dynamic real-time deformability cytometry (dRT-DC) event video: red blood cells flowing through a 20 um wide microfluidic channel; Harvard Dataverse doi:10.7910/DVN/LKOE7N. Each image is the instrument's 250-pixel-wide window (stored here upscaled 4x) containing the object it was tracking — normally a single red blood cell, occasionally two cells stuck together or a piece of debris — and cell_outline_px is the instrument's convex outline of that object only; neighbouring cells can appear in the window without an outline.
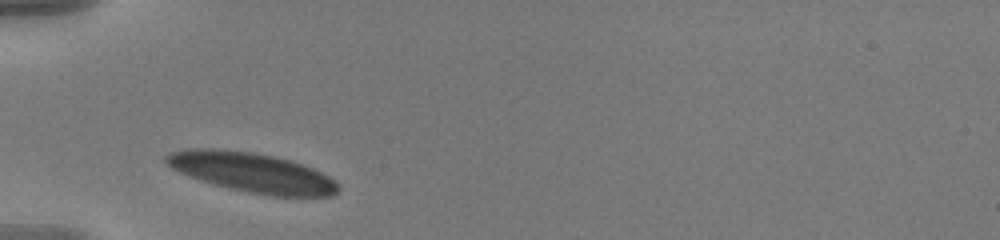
{"species": "human", "species_latin": "Homo sapiens", "temperature_condition": "warm", "stored_images_in_passage": 5, "camera_frame_rate_fps": 3000, "um_per_image_px": 0.085, "donor": {"sex": "male"}, "frame": {"image": 1, "passage_image": 1, "time_ms": 0.0, "image_size_px": [1000, 240], "cell_outline_px": [[340, 192], [332, 196], [272, 196], [248, 192], [216, 184], [180, 172], [172, 168], [164, 160], [164, 156], [168, 152], [188, 148], [212, 148], [252, 152], [292, 160], [304, 164], [328, 176], [340, 184]], "centroid_in_image_um": [21.47, 14.65], "position_along_channel_um": 63.5, "area_um2": 39.54}}
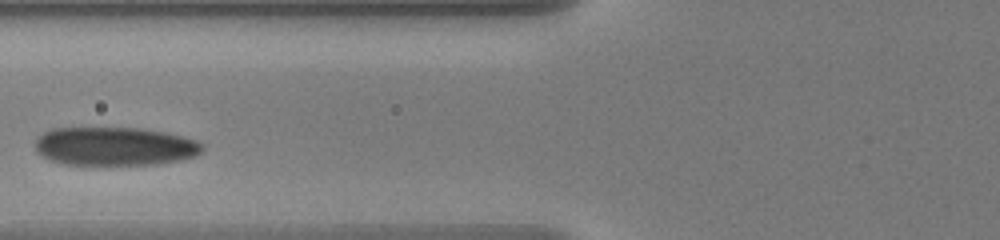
{"frame": {"image": 2, "passage_image": 3, "time_ms": 0.667, "image_size_px": [1000, 240], "cell_outline_px": [[204, 148], [200, 152], [192, 156], [180, 160], [156, 164], [64, 164], [48, 160], [36, 148], [36, 140], [44, 132], [52, 128], [140, 128], [164, 132], [196, 140], [204, 144]], "centroid_in_image_um": [9.76, 12.43], "position_along_channel_um": 116.0, "area_um2": 37.17}}
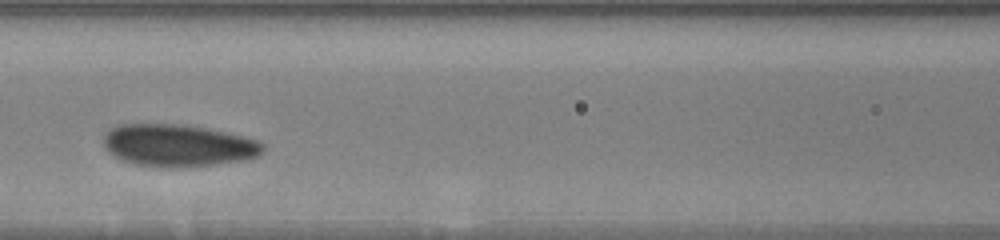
{"frame": {"image": 3, "passage_image": 4, "time_ms": 1.0, "image_size_px": [1000, 240], "cell_outline_px": [[264, 148], [256, 156], [240, 160], [212, 164], [180, 168], [164, 168], [132, 164], [112, 156], [104, 148], [104, 132], [120, 124], [176, 124], [204, 128], [224, 132], [256, 140], [264, 144]], "centroid_in_image_um": [15.03, 12.37], "position_along_channel_um": 151.6, "area_um2": 39.02}}